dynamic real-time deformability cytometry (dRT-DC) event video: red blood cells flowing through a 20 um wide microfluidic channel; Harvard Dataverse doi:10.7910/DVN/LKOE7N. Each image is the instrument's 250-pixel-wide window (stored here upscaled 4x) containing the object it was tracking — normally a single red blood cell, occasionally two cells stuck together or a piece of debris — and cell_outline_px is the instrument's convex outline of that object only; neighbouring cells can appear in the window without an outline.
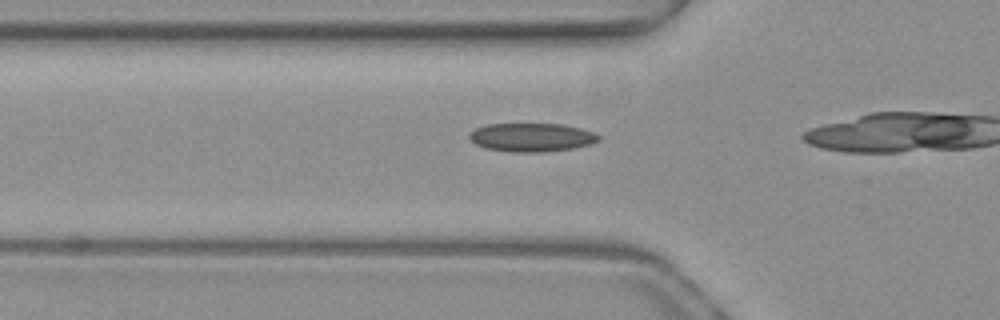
{"species": "common noctule bat (a hibernating species)", "species_latin": "Nyctalus noctula", "temperature_condition": "warm", "stored_images_in_passage": 13, "camera_frame_rate_fps": 3000, "um_per_image_px": 0.085, "animal": {"sex": "female", "body_mass_g": 19.3, "forearm_length_mm": 54.1}, "frame": {"image": 1, "passage_image": 8, "time_ms": 2.333, "image_size_px": [1000, 320], "cell_outline_px": [[600, 140], [592, 144], [572, 148], [544, 152], [512, 152], [484, 148], [476, 144], [468, 136], [468, 132], [476, 128], [488, 124], [560, 124], [580, 128], [596, 132], [600, 136]], "centroid_in_image_um": [45.2, 11.67], "position_along_channel_um": 80.6, "area_um2": 21.62}}
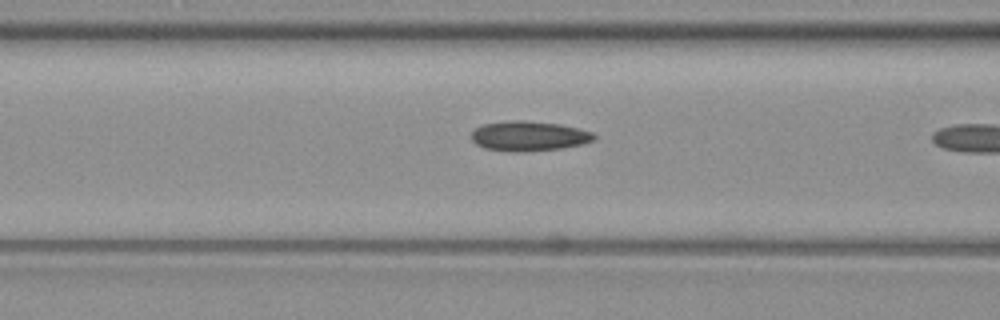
{"frame": {"image": 2, "passage_image": 11, "time_ms": 3.333, "image_size_px": [1000, 320], "cell_outline_px": [[596, 140], [584, 144], [560, 148], [524, 152], [508, 152], [484, 148], [476, 144], [472, 140], [472, 132], [480, 124], [516, 120], [524, 120], [560, 124], [592, 132], [596, 136]], "centroid_in_image_um": [44.95, 11.57], "position_along_channel_um": 121.7, "area_um2": 21.5}}